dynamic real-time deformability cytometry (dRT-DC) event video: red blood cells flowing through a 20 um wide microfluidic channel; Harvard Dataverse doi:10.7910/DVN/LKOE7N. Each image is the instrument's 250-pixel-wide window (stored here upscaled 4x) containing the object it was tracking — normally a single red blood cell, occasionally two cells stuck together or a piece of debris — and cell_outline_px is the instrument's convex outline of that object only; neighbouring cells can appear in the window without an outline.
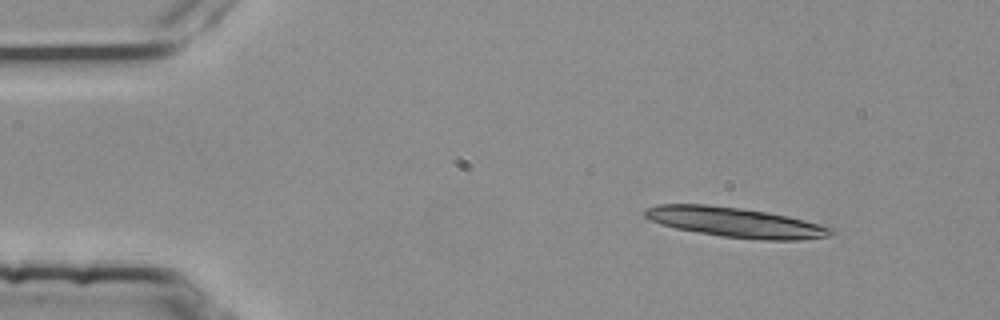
{"species": "common noctule bat (a hibernating species)", "species_latin": "Nyctalus noctula", "temperature_condition": "room temperature", "stored_images_in_passage": 4, "segment_of_instrument_passage": [1, 2], "camera_frame_rate_fps": 3000, "um_per_image_px": 0.085, "animal": {"sex": "female", "body_mass_g": 25.1}, "frame": {"image": 1, "passage_image": 1, "time_ms": 0.0, "image_size_px": [1000, 320], "cell_outline_px": [[832, 232], [824, 236], [800, 240], [764, 240], [720, 236], [676, 228], [648, 220], [644, 216], [644, 208], [656, 204], [704, 204], [768, 212], [788, 216], [804, 220], [832, 228]], "centroid_in_image_um": [62.42, 18.89], "position_along_channel_um": 22.6, "area_um2": 32.02}}